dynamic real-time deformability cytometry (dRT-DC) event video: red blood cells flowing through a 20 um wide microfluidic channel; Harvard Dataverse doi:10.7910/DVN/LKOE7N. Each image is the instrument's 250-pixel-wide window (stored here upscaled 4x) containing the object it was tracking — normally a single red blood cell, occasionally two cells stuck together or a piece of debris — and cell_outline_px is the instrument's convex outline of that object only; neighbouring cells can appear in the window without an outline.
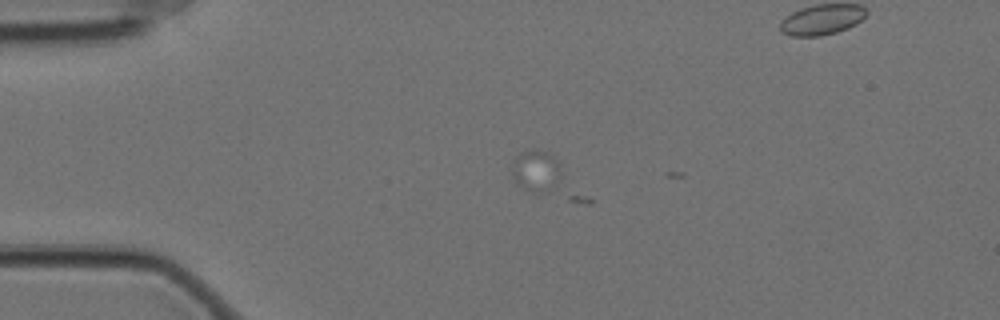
{"species": "Egyptian fruit bat (a non-hibernating species)", "species_latin": "Rousettus aegyptiacus", "temperature_condition": "cold", "stored_images_in_passage": 7, "camera_frame_rate_fps": 3000, "um_per_image_px": 0.085, "animal": {"sex": "female"}, "frame": {"image": 1, "passage_image": 3, "time_ms": 0.667, "image_size_px": [1000, 320], "cell_outline_px": [[592, 204], [584, 204], [532, 192], [516, 184], [512, 180], [512, 168], [516, 156], [520, 152], [532, 148], [548, 152], [556, 156], [592, 200]], "centroid_in_image_um": [46.49, 15.01], "position_along_channel_um": 38.5, "area_um2": 18.5}}